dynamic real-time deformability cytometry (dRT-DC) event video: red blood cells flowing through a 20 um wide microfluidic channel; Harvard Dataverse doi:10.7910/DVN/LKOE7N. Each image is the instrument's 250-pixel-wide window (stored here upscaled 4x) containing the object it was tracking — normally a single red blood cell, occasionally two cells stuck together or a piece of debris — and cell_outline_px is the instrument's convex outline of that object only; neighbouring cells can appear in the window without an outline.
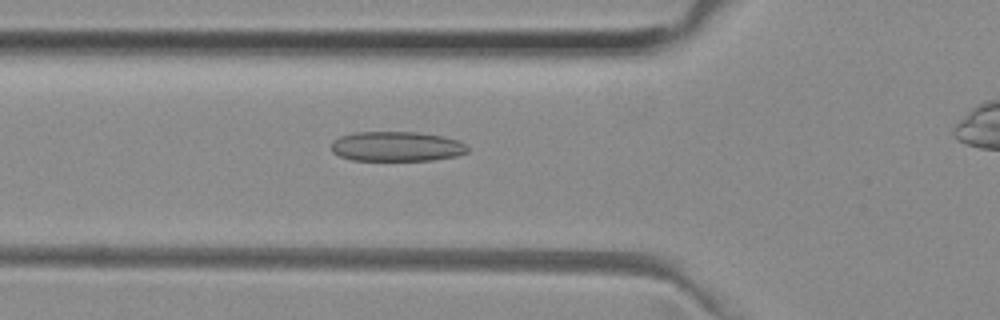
{"species": "common noctule bat (a hibernating species)", "species_latin": "Nyctalus noctula", "temperature_condition": "room temperature", "stored_images_in_passage": 45, "camera_frame_rate_fps": 3000, "um_per_image_px": 0.085, "animal": {"sex": "female", "body_mass_g": 29.2, "forearm_length_mm": 56.3}, "frame": {"image": 1, "passage_image": 18, "time_ms": 5.667, "image_size_px": [1000, 320], "cell_outline_px": [[468, 152], [456, 156], [432, 160], [352, 160], [340, 156], [332, 152], [332, 140], [340, 136], [356, 132], [416, 132], [444, 136], [460, 140], [468, 148]], "centroid_in_image_um": [33.72, 12.44], "position_along_channel_um": 92.1, "area_um2": 23.76}}
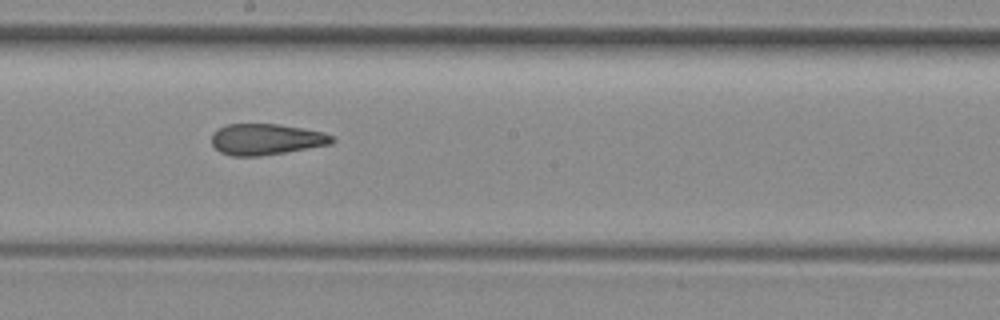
{"frame": {"image": 2, "passage_image": 28, "time_ms": 9.0, "image_size_px": [1000, 320], "cell_outline_px": [[336, 140], [332, 144], [260, 156], [232, 156], [220, 152], [212, 144], [212, 132], [216, 128], [228, 124], [280, 124], [324, 132], [332, 136]], "centroid_in_image_um": [22.61, 11.83], "position_along_channel_um": 225.6, "area_um2": 21.91}}
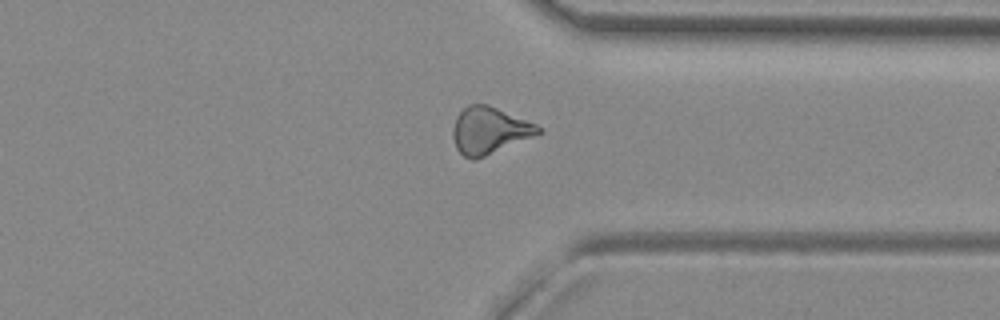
{"frame": {"image": 3, "passage_image": 39, "time_ms": 12.667, "image_size_px": [1000, 320], "cell_outline_px": [[544, 132], [536, 136], [476, 160], [472, 160], [464, 156], [456, 148], [452, 136], [452, 128], [456, 116], [468, 104], [488, 104], [536, 124]], "centroid_in_image_um": [41.59, 11.1], "position_along_channel_um": 369.8, "area_um2": 23.52}, "authors_computed_cell_mechanics": {"area_um2": 23.0044, "velocity_mm_per_s": 3.9962, "shape_relaxation_time_tau1_ms": null, "shape_relaxation_time_tau2_ms": 2.6234, "deformation_change_tau1": null, "deformation_change_tau2": 0.1151}}